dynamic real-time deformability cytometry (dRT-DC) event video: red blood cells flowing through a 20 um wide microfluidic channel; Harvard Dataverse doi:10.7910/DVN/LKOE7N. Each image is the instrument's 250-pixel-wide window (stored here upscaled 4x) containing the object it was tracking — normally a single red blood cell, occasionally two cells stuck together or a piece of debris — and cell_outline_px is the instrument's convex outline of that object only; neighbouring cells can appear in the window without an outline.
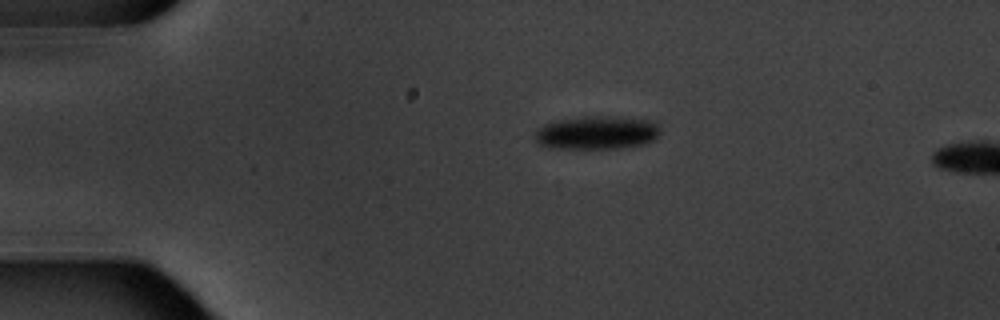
{"species": "common noctule bat (a hibernating species)", "species_latin": "Nyctalus noctula", "temperature_condition": "warm", "stored_images_in_passage": 4, "camera_frame_rate_fps": 3000, "um_per_image_px": 0.085, "animal": {"sex": "male", "body_mass_g": 20.1, "forearm_length_mm": 53.5}, "frame": {"image": 1, "passage_image": 3, "time_ms": 2.667, "image_size_px": [1000, 320], "cell_outline_px": [[660, 132], [656, 140], [640, 144], [620, 148], [552, 148], [536, 144], [536, 128], [544, 124], [560, 120], [584, 116], [596, 116], [648, 120], [656, 124], [660, 128]], "centroid_in_image_um": [50.7, 11.29], "position_along_channel_um": 34.3, "area_um2": 24.1}}